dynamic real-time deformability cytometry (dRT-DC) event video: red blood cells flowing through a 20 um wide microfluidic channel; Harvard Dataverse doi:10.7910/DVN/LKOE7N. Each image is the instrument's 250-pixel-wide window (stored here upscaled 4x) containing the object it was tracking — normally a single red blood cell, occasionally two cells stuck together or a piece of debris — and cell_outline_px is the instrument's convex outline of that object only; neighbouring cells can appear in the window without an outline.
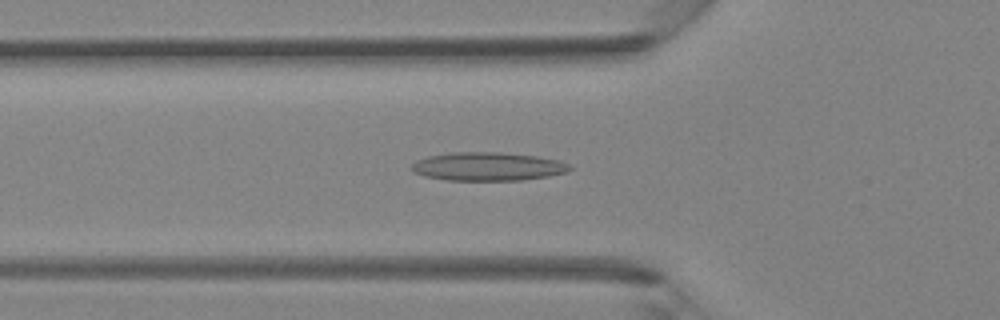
{"species": "Egyptian fruit bat (a non-hibernating species)", "species_latin": "Rousettus aegyptiacus", "temperature_condition": "room temperature", "stored_images_in_passage": 41, "camera_frame_rate_fps": 3000, "um_per_image_px": 0.085, "animal": {"sex": "female"}, "frame": {"image": 1, "passage_image": 14, "time_ms": 4.333, "image_size_px": [1000, 320], "cell_outline_px": [[572, 168], [568, 172], [548, 176], [520, 180], [448, 180], [424, 176], [412, 172], [412, 164], [416, 160], [428, 156], [452, 152], [496, 152], [536, 156], [560, 160], [568, 164]], "centroid_in_image_um": [41.46, 14.15], "position_along_channel_um": 84.3, "area_um2": 26.18}}
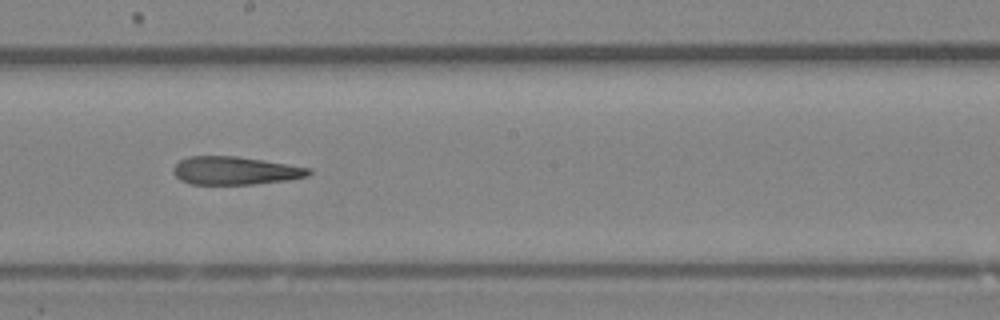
{"frame": {"image": 2, "passage_image": 23, "time_ms": 7.333, "image_size_px": [1000, 320], "cell_outline_px": [[312, 172], [308, 176], [288, 180], [252, 184], [192, 184], [180, 180], [172, 172], [172, 168], [180, 160], [188, 156], [236, 156], [264, 160], [312, 168]], "centroid_in_image_um": [19.99, 14.5], "position_along_channel_um": 228.2, "area_um2": 22.25}}
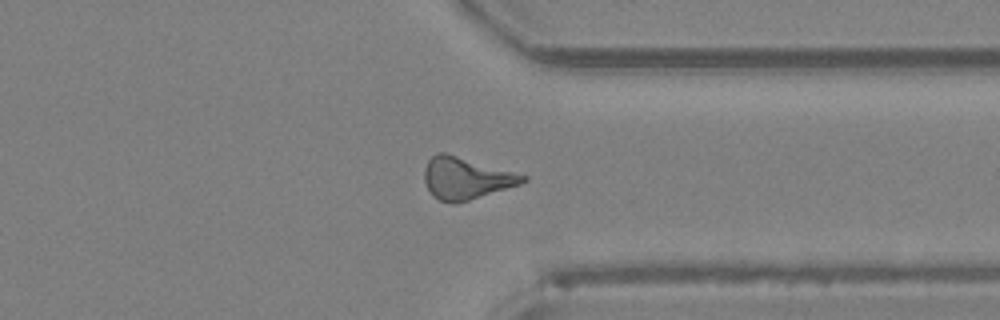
{"frame": {"image": 3, "passage_image": 32, "time_ms": 10.333, "image_size_px": [1000, 320], "cell_outline_px": [[528, 180], [520, 184], [468, 200], [452, 204], [440, 200], [432, 196], [424, 180], [424, 168], [428, 160], [436, 152], [444, 152], [528, 176]], "centroid_in_image_um": [39.57, 15.15], "position_along_channel_um": 371.8, "area_um2": 23.76}}